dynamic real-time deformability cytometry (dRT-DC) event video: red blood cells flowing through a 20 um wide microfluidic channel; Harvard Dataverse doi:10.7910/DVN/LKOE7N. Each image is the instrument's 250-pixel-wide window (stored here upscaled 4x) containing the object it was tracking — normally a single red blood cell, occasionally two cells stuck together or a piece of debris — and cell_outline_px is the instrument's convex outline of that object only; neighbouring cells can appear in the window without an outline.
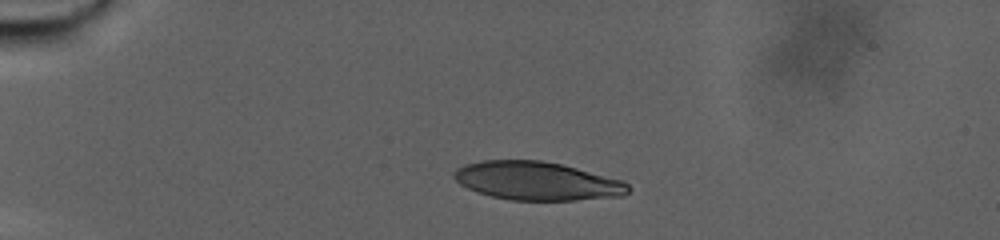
{"species": "human", "species_latin": "Homo sapiens", "temperature_condition": "warm", "stored_images_in_passage": 58, "camera_frame_rate_fps": 3000, "um_per_image_px": 0.085, "donor": {"sex": "male"}, "frame": {"image": 1, "passage_image": 1, "time_ms": 0.0, "image_size_px": [1000, 240], "cell_outline_px": [[632, 188], [624, 196], [576, 200], [512, 200], [492, 196], [476, 192], [460, 184], [452, 176], [452, 172], [456, 168], [464, 164], [484, 160], [540, 160], [560, 164], [624, 180]], "centroid_in_image_um": [45.65, 15.38], "position_along_channel_um": 39.4, "area_um2": 39.19}}
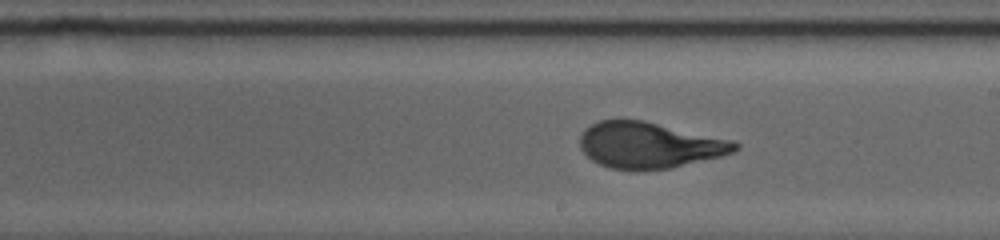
{"frame": {"image": 2, "passage_image": 33, "time_ms": 10.667, "image_size_px": [1000, 240], "cell_outline_px": [[740, 148], [732, 152], [720, 156], [672, 168], [636, 172], [612, 168], [600, 164], [592, 160], [580, 148], [580, 136], [584, 128], [600, 120], [620, 116], [644, 120], [732, 140], [740, 144]], "centroid_in_image_um": [55.14, 12.32], "position_along_channel_um": 233.9, "area_um2": 42.48}}
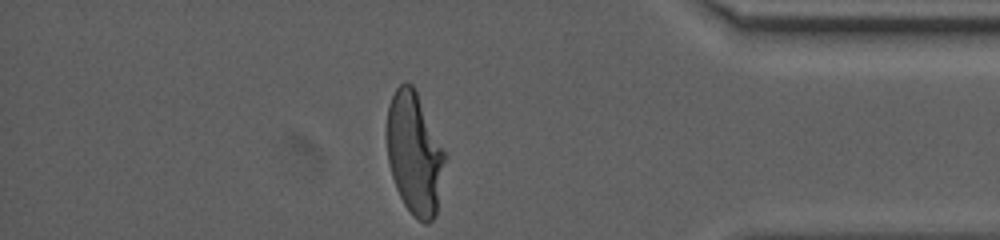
{"frame": {"image": 3, "passage_image": 57, "time_ms": 18.667, "image_size_px": [1000, 240], "cell_outline_px": [[444, 160], [436, 216], [428, 224], [424, 224], [412, 216], [404, 204], [396, 188], [392, 176], [388, 160], [388, 104], [396, 88], [404, 80], [412, 84], [416, 92], [444, 152]], "centroid_in_image_um": [35.21, 13.09], "position_along_channel_um": 400.0, "area_um2": 40.34}, "authors_computed_cell_mechanics": {"area_um2": 41.6738, "velocity_mm_per_s": 2.3693, "shape_relaxation_time_tau1_ms": 7.9588, "shape_relaxation_time_tau2_ms": null, "deformation_change_tau1": 0.2571, "deformation_change_tau2": null}}